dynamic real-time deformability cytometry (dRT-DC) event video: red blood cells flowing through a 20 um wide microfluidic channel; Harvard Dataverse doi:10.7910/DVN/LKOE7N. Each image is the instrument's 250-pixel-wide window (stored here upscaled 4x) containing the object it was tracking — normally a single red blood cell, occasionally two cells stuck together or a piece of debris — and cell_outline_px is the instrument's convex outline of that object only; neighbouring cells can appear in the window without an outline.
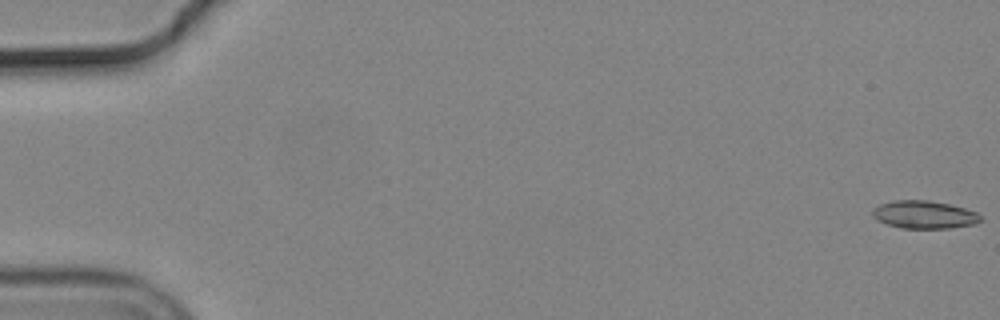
{"species": "common noctule bat (a hibernating species)", "species_latin": "Nyctalus noctula", "temperature_condition": "cold", "stored_images_in_passage": 57, "camera_frame_rate_fps": 3000, "um_per_image_px": 0.085, "animal": {"sex": "male", "body_mass_g": 19.2, "forearm_length_mm": 51.8}, "frame": {"image": 1, "passage_image": 1, "time_ms": 0.0, "image_size_px": [1000, 320], "cell_outline_px": [[980, 220], [976, 224], [952, 228], [900, 228], [888, 224], [872, 216], [872, 208], [880, 204], [892, 200], [928, 200], [948, 204], [964, 208], [976, 212], [980, 216]], "centroid_in_image_um": [78.54, 18.24], "position_along_channel_um": 6.5, "area_um2": 17.46}}
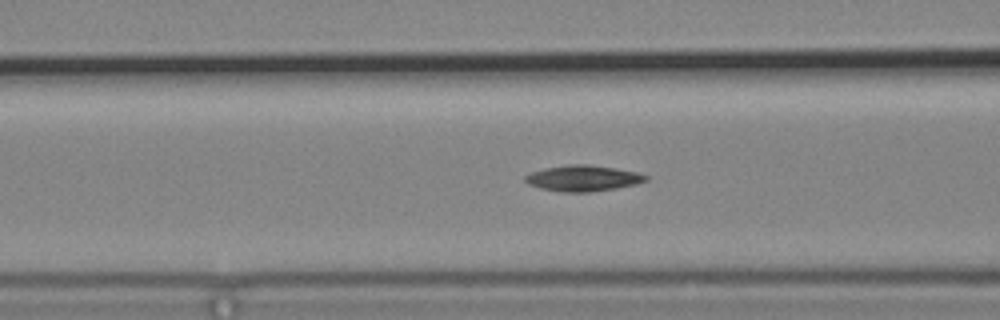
{"frame": {"image": 2, "passage_image": 23, "time_ms": 7.333, "image_size_px": [1000, 320], "cell_outline_px": [[648, 180], [636, 184], [616, 188], [588, 192], [560, 192], [540, 188], [528, 184], [524, 180], [524, 176], [532, 172], [544, 168], [568, 164], [588, 164], [616, 168], [636, 172], [648, 176]], "centroid_in_image_um": [49.54, 15.15], "position_along_channel_um": 117.1, "area_um2": 18.26}}
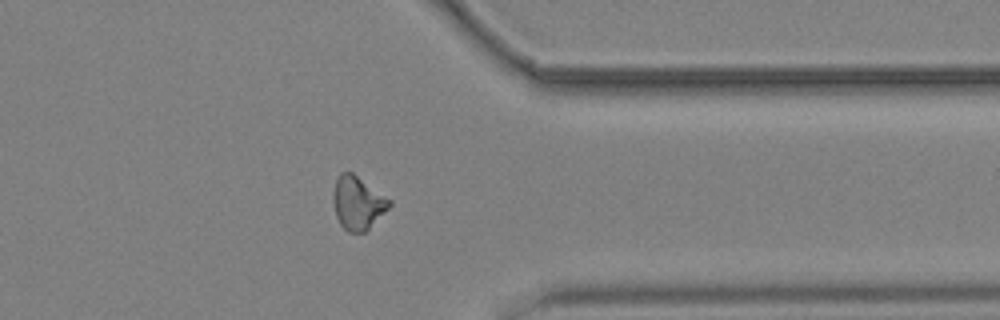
{"frame": {"image": 3, "passage_image": 45, "time_ms": 14.667, "image_size_px": [1000, 320], "cell_outline_px": [[392, 204], [364, 232], [348, 232], [340, 224], [336, 216], [332, 200], [332, 192], [336, 180], [340, 172], [352, 172], [392, 200]], "centroid_in_image_um": [30.38, 17.22], "position_along_channel_um": 381.0, "area_um2": 17.34}}